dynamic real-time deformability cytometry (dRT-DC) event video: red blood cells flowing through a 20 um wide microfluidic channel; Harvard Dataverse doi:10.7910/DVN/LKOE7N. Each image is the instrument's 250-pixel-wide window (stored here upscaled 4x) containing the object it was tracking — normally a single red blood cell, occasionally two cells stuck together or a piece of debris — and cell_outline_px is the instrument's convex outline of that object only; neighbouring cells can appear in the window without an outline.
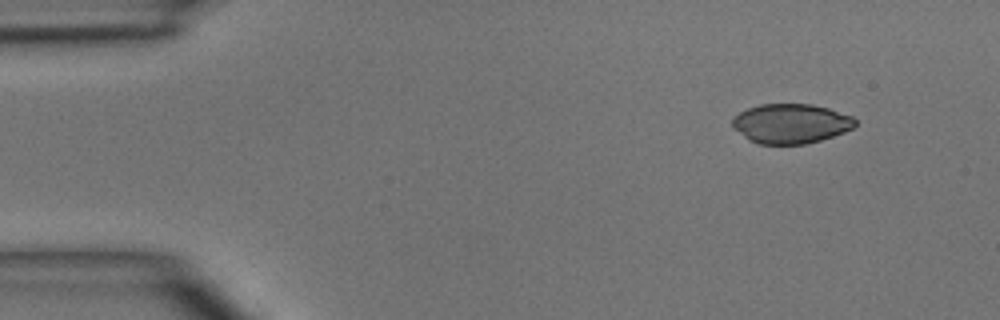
{"species": "common noctule bat (a hibernating species)", "species_latin": "Nyctalus noctula", "temperature_condition": "room temperature", "stored_images_in_passage": 4, "camera_frame_rate_fps": 3000, "um_per_image_px": 0.085, "animal": {"sex": "male", "body_mass_g": 15.6}, "frame": {"image": 1, "passage_image": 1, "time_ms": 0.0, "image_size_px": [1000, 320], "cell_outline_px": [[856, 124], [852, 128], [844, 132], [820, 140], [804, 144], [760, 144], [748, 140], [732, 128], [732, 116], [748, 108], [760, 104], [812, 104], [828, 108], [852, 116], [856, 120]], "centroid_in_image_um": [67.18, 10.5], "position_along_channel_um": 17.8, "area_um2": 28.44}}